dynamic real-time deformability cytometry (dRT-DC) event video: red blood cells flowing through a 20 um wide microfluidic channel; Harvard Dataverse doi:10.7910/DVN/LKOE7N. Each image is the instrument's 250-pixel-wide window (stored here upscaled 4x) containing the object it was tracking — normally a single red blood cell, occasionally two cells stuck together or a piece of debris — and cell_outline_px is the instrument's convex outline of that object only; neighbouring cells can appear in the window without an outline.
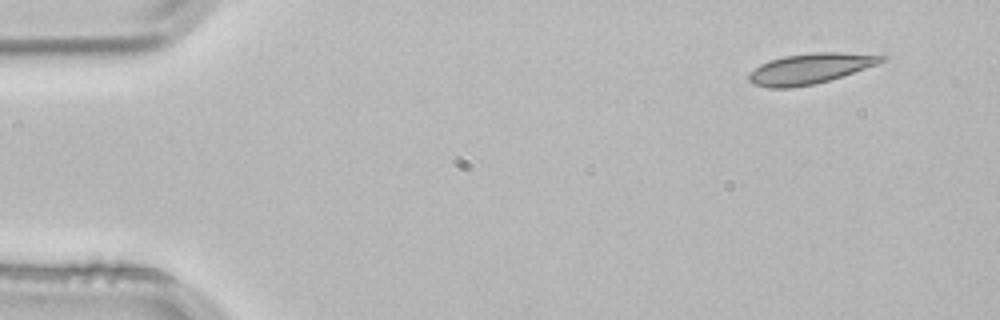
{"species": "common noctule bat (a hibernating species)", "species_latin": "Nyctalus noctula", "temperature_condition": "room temperature", "stored_images_in_passage": 3, "camera_frame_rate_fps": 3000, "um_per_image_px": 0.085, "animal": {"sex": "male", "body_mass_g": 21.5, "forearm_length_mm": 52.0}, "frame": {"image": 1, "passage_image": 1, "time_ms": 0.0, "image_size_px": [1000, 320], "cell_outline_px": [[888, 60], [828, 80], [812, 84], [792, 88], [768, 88], [752, 84], [748, 80], [748, 72], [760, 64], [768, 60], [784, 56], [812, 52], [840, 52], [888, 56]], "centroid_in_image_um": [68.79, 5.82], "position_along_channel_um": 16.2, "area_um2": 23.47}}
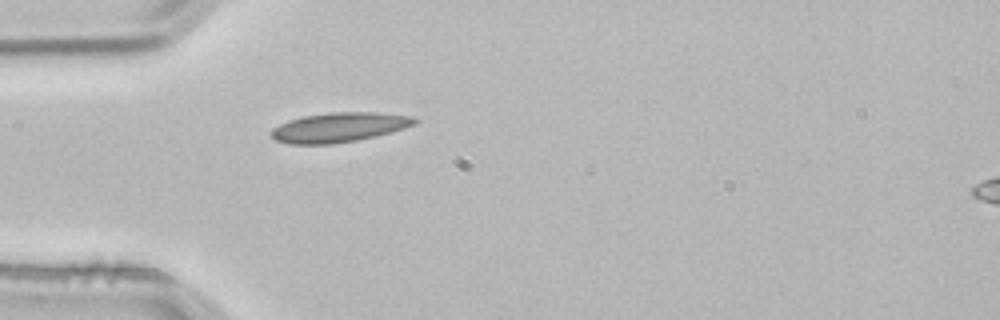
{"frame": {"image": 2, "passage_image": 3, "time_ms": 0.667, "image_size_px": [1000, 320], "cell_outline_px": [[420, 120], [416, 124], [404, 128], [376, 136], [356, 140], [332, 144], [288, 144], [276, 140], [268, 132], [272, 128], [288, 120], [300, 116], [328, 112], [380, 112], [416, 116]], "centroid_in_image_um": [28.84, 10.8], "position_along_channel_um": 56.2, "area_um2": 25.14}}